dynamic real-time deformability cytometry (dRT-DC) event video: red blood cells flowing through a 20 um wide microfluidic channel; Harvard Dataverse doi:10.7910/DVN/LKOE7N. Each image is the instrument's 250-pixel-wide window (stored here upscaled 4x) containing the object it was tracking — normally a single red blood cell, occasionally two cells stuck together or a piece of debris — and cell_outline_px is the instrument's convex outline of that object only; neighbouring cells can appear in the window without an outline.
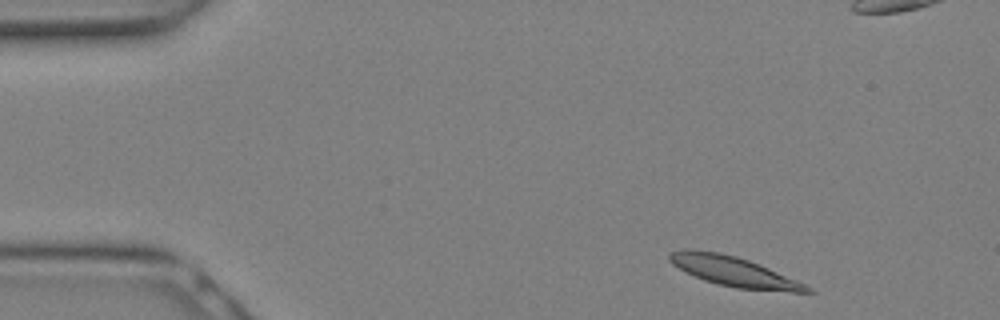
{"species": "Egyptian fruit bat (a non-hibernating species)", "species_latin": "Rousettus aegyptiacus", "temperature_condition": "warm", "stored_images_in_passage": 18, "camera_frame_rate_fps": 3000, "um_per_image_px": 0.085, "animal": {"sex": "female"}, "frame": {"image": 1, "passage_image": 1, "time_ms": 0.0, "image_size_px": [1000, 320], "cell_outline_px": [[816, 292], [792, 292], [736, 288], [716, 284], [704, 280], [684, 272], [672, 264], [668, 260], [668, 256], [672, 252], [684, 248], [688, 248], [720, 252], [736, 256], [760, 264], [796, 280], [812, 288]], "centroid_in_image_um": [62.33, 23.07], "position_along_channel_um": 22.7, "area_um2": 24.04}}
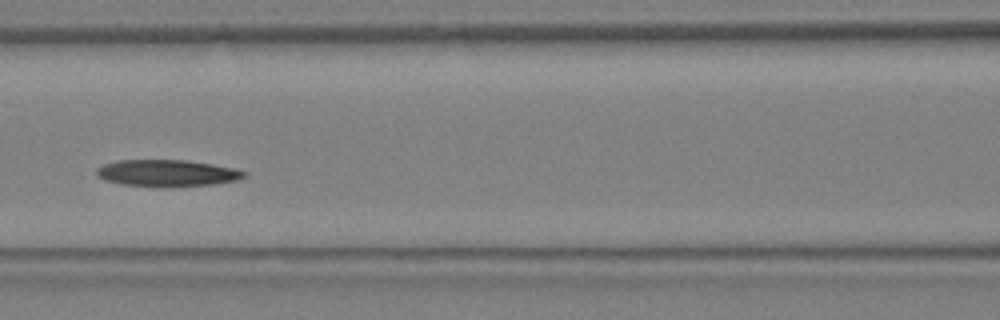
{"frame": {"image": 2, "passage_image": 10, "time_ms": 3.0, "image_size_px": [1000, 320], "cell_outline_px": [[248, 176], [236, 180], [216, 184], [120, 184], [104, 180], [96, 176], [96, 168], [104, 164], [116, 160], [188, 160], [236, 168], [248, 172]], "centroid_in_image_um": [14.22, 14.66], "position_along_channel_um": 152.4, "area_um2": 22.2}}
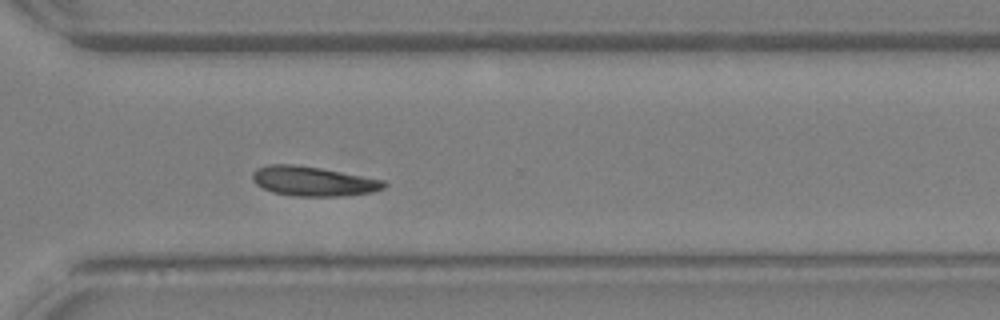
{"frame": {"image": 3, "passage_image": 18, "time_ms": 5.667, "image_size_px": [1000, 320], "cell_outline_px": [[388, 184], [384, 188], [372, 192], [344, 196], [292, 196], [272, 192], [256, 184], [252, 180], [252, 172], [256, 168], [268, 164], [296, 164], [320, 168], [384, 180]], "centroid_in_image_um": [26.59, 15.4], "position_along_channel_um": 344.0, "area_um2": 22.77}}